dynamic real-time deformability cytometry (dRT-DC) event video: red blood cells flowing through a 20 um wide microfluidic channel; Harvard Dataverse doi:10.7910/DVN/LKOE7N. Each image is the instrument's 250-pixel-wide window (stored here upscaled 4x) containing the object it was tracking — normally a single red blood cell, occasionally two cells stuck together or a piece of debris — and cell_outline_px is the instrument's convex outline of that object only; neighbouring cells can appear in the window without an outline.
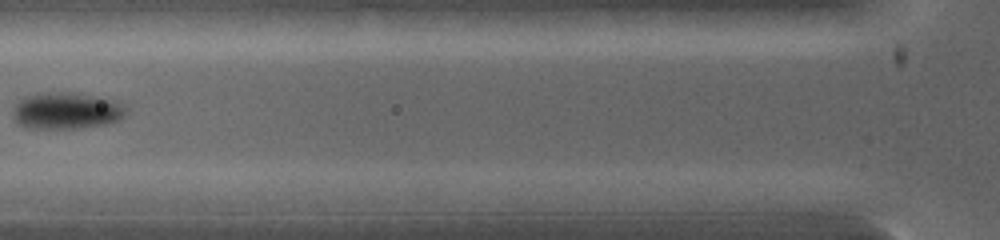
{"species": "common noctule bat (a hibernating species)", "species_latin": "Nyctalus noctula", "temperature_condition": "warm", "stored_images_in_passage": 11, "camera_frame_rate_fps": 5000, "um_per_image_px": 0.085, "animal": {"sex": "female", "body_mass_g": 19.0, "forearm_length_mm": 53.3}, "frame": {"image": 1, "passage_image": 4, "time_ms": 1.4, "image_size_px": [1000, 240], "cell_outline_px": [[128, 112], [120, 120], [104, 124], [72, 128], [32, 128], [16, 124], [12, 116], [12, 108], [24, 96], [36, 92], [72, 92], [96, 96], [116, 100], [124, 104]], "centroid_in_image_um": [5.62, 9.39], "position_along_channel_um": 120.2, "area_um2": 24.57}}
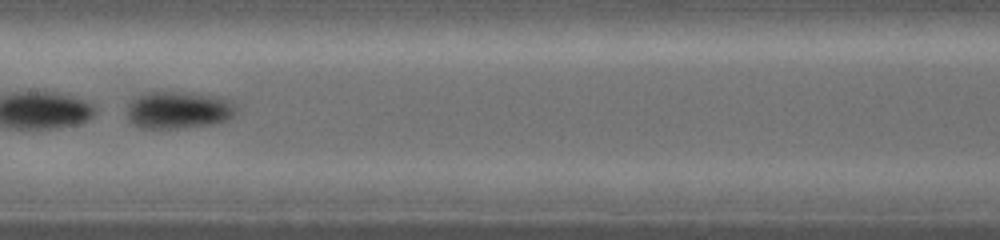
{"frame": {"image": 2, "passage_image": 8, "time_ms": 2.6, "image_size_px": [1000, 240], "cell_outline_px": [[236, 116], [228, 120], [208, 124], [176, 128], [144, 128], [128, 120], [128, 100], [144, 92], [192, 92], [224, 96], [232, 100], [236, 104]], "centroid_in_image_um": [15.23, 9.31], "position_along_channel_um": 192.2, "area_um2": 24.16}}